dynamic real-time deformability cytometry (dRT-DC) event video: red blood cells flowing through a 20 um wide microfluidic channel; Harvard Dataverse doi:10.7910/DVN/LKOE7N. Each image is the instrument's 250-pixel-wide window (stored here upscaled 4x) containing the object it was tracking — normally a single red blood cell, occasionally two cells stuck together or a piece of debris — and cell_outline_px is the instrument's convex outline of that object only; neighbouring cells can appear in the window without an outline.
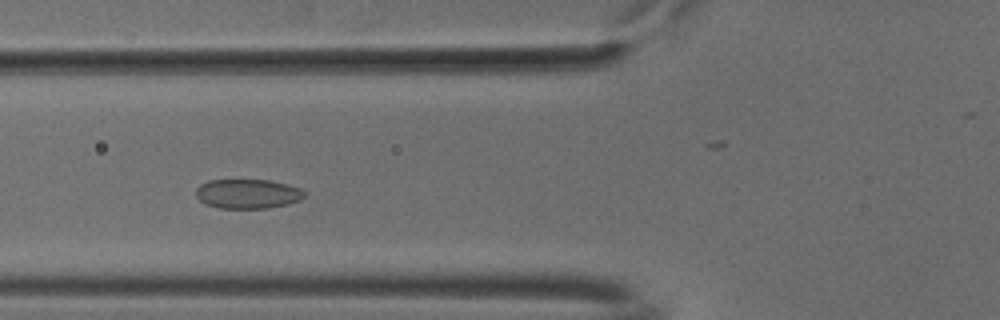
{"species": "common noctule bat (a hibernating species)", "species_latin": "Nyctalus noctula", "temperature_condition": "cold", "stored_images_in_passage": 44, "camera_frame_rate_fps": 3000, "um_per_image_px": 0.085, "animal": {"sex": "male", "body_mass_g": 18.8}, "frame": {"image": 1, "passage_image": 15, "time_ms": 4.667, "image_size_px": [1000, 320], "cell_outline_px": [[304, 196], [300, 200], [288, 204], [268, 208], [220, 208], [204, 204], [196, 196], [196, 188], [200, 184], [208, 180], [268, 180], [300, 188], [304, 192]], "centroid_in_image_um": [21.01, 16.48], "position_along_channel_um": 104.8, "area_um2": 18.55}}
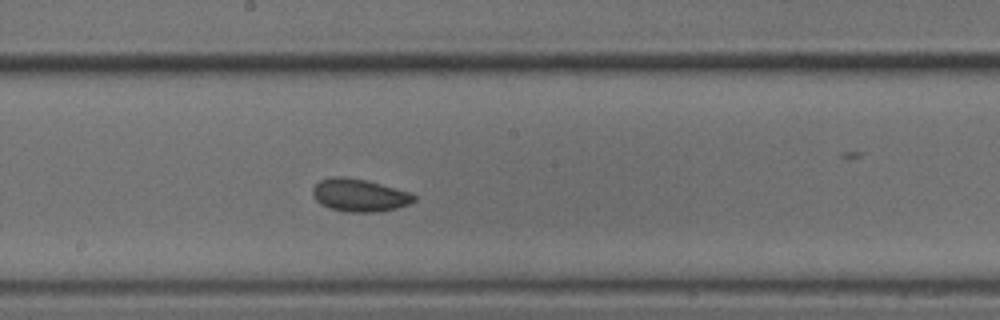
{"frame": {"image": 2, "passage_image": 24, "time_ms": 7.667, "image_size_px": [1000, 320], "cell_outline_px": [[416, 200], [408, 204], [396, 208], [376, 212], [344, 212], [328, 208], [320, 204], [312, 196], [312, 188], [320, 180], [332, 176], [344, 176], [364, 180], [412, 192], [416, 196]], "centroid_in_image_um": [30.52, 16.6], "position_along_channel_um": 217.7, "area_um2": 19.48}}
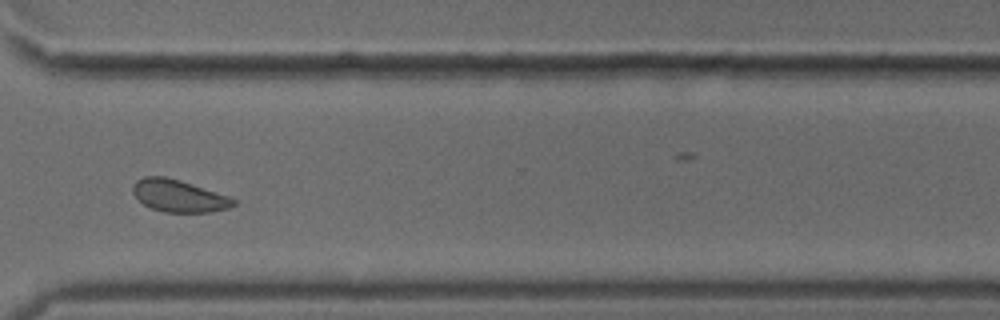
{"frame": {"image": 3, "passage_image": 35, "time_ms": 11.333, "image_size_px": [1000, 320], "cell_outline_px": [[236, 204], [228, 208], [212, 212], [164, 212], [152, 208], [144, 204], [132, 192], [132, 184], [136, 180], [144, 176], [164, 176], [180, 180], [228, 196], [236, 200]], "centroid_in_image_um": [15.18, 16.64], "position_along_channel_um": 355.4, "area_um2": 18.79}, "authors_computed_cell_mechanics": {"area_um2": 19.3052, "velocity_mm_per_s": 3.7541, "shape_relaxation_time_tau1_ms": 4.1187, "shape_relaxation_time_tau2_ms": 2.7155, "deformation_change_tau1": 0.0704, "deformation_change_tau2": 0.0518}}